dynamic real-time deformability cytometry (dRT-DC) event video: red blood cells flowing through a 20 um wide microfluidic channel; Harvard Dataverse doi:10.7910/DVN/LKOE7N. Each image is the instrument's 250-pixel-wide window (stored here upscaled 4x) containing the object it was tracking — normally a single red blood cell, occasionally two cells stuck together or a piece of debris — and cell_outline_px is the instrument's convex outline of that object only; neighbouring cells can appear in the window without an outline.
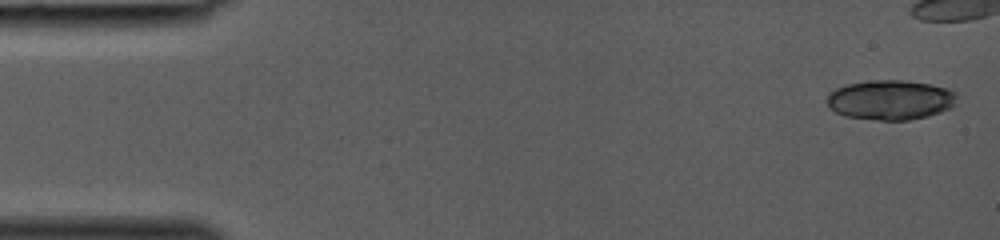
{"species": "common noctule bat (a hibernating species)", "species_latin": "Nyctalus noctula", "temperature_condition": "room temperature", "stored_images_in_passage": 33, "camera_frame_rate_fps": 3000, "um_per_image_px": 0.085, "animal": {"sex": "female", "body_mass_g": 19.0, "forearm_length_mm": 53.3}, "frame": {"image": 1, "passage_image": 1, "time_ms": 0.0, "image_size_px": [1000, 240], "cell_outline_px": [[956, 96], [952, 104], [948, 108], [940, 112], [928, 116], [908, 120], [880, 120], [844, 116], [828, 108], [828, 92], [844, 84], [868, 80], [904, 80], [932, 84], [956, 92]], "centroid_in_image_um": [75.63, 8.48], "position_along_channel_um": 9.4, "area_um2": 30.11}}